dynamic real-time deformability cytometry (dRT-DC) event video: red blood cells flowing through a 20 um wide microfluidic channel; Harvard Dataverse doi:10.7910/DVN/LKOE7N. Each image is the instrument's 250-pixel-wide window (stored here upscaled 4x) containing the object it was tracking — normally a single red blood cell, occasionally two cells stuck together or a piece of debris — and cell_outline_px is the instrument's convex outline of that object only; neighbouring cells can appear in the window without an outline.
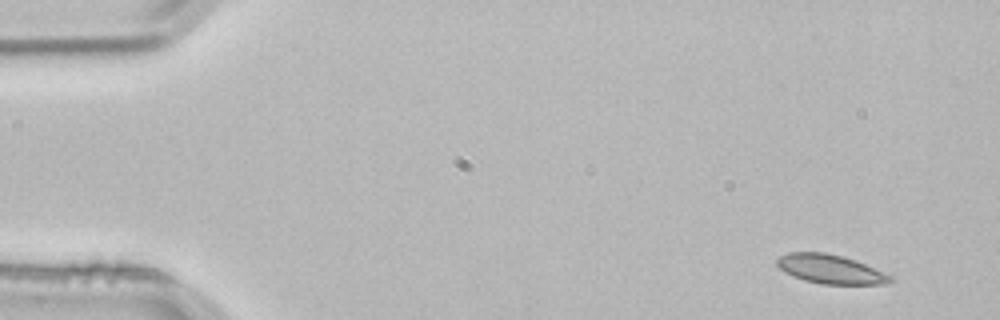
{"species": "common noctule bat (a hibernating species)", "species_latin": "Nyctalus noctula", "temperature_condition": "room temperature", "stored_images_in_passage": 4, "segment_of_instrument_passage": [1, 2], "camera_frame_rate_fps": 3000, "um_per_image_px": 0.085, "animal": {"sex": "male", "body_mass_g": 21.5, "forearm_length_mm": 52.0}, "frame": {"image": 1, "passage_image": 1, "time_ms": 0.0, "image_size_px": [1000, 320], "cell_outline_px": [[892, 280], [884, 284], [820, 284], [804, 280], [792, 276], [784, 272], [776, 264], [776, 260], [780, 256], [788, 252], [824, 252], [844, 256], [856, 260], [892, 276]], "centroid_in_image_um": [70.55, 22.87], "position_along_channel_um": 14.5, "area_um2": 19.19}}